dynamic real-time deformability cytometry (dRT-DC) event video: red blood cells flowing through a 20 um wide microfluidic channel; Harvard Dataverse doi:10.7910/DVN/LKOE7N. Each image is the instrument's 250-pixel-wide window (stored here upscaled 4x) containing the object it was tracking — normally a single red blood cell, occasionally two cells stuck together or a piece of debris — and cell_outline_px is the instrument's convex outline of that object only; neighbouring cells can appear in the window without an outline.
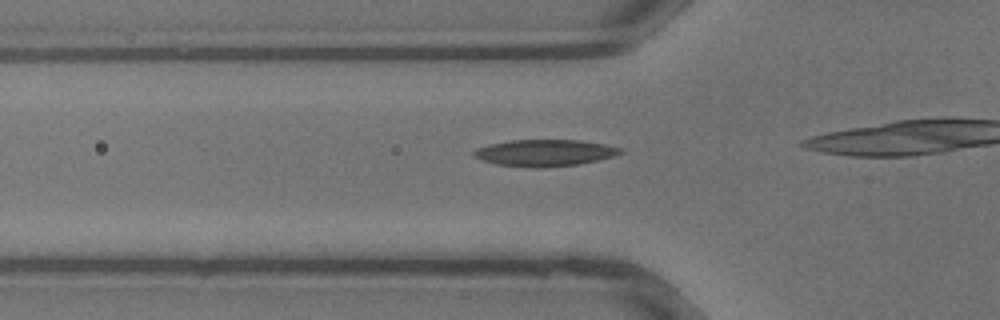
{"species": "common noctule bat (a hibernating species)", "species_latin": "Nyctalus noctula", "temperature_condition": "warm", "stored_images_in_passage": 6, "camera_frame_rate_fps": 3000, "um_per_image_px": 0.085, "animal": {"sex": "male", "body_mass_g": 13.3}, "frame": {"image": 1, "passage_image": 2, "time_ms": 0.333, "image_size_px": [1000, 320], "cell_outline_px": [[624, 152], [616, 156], [580, 164], [544, 168], [536, 168], [496, 164], [472, 156], [472, 152], [476, 148], [508, 140], [580, 140], [604, 144], [624, 148]], "centroid_in_image_um": [46.35, 12.99], "position_along_channel_um": 79.4, "area_um2": 22.95}}
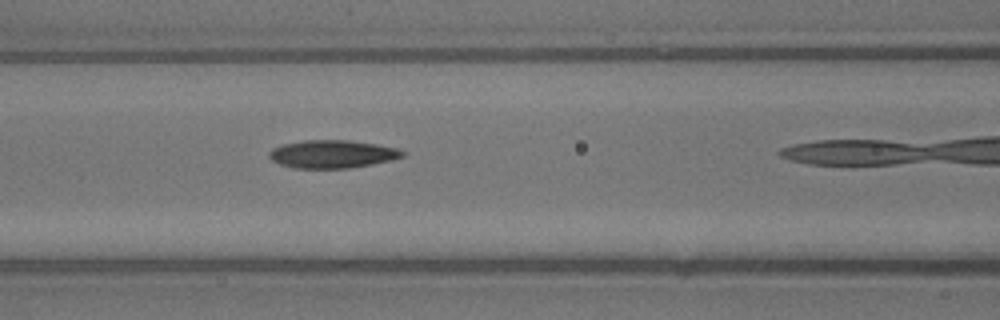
{"frame": {"image": 2, "passage_image": 5, "time_ms": 1.333, "image_size_px": [1000, 320], "cell_outline_px": [[404, 156], [392, 160], [372, 164], [348, 168], [292, 168], [280, 164], [272, 160], [268, 156], [268, 152], [272, 148], [284, 144], [304, 140], [348, 140], [376, 144], [396, 148], [404, 152]], "centroid_in_image_um": [28.22, 13.1], "position_along_channel_um": 138.4, "area_um2": 21.68}}